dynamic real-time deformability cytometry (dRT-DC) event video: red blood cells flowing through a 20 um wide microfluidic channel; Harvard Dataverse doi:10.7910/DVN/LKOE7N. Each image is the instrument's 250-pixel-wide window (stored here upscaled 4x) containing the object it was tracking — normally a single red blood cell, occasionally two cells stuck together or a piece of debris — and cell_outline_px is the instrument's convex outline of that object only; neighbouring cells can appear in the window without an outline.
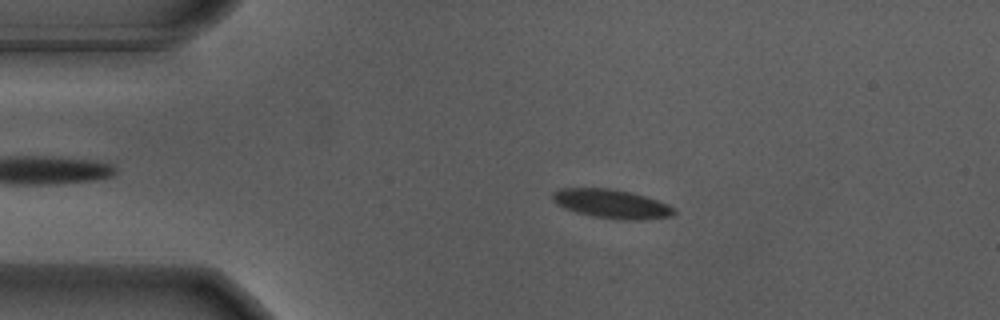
{"species": "Egyptian fruit bat (a non-hibernating species)", "species_latin": "Rousettus aegyptiacus", "temperature_condition": "warm", "stored_images_in_passage": 48, "camera_frame_rate_fps": 3000, "um_per_image_px": 0.085, "animal": {"sex": "male"}, "frame": {"image": 1, "passage_image": 10, "time_ms": 3.0, "image_size_px": [1000, 320], "cell_outline_px": [[676, 212], [672, 216], [640, 220], [624, 220], [592, 216], [576, 212], [564, 208], [556, 204], [552, 200], [552, 192], [560, 188], [612, 188], [632, 192], [668, 204]], "centroid_in_image_um": [51.95, 17.32], "position_along_channel_um": 33.1, "area_um2": 20.52}}
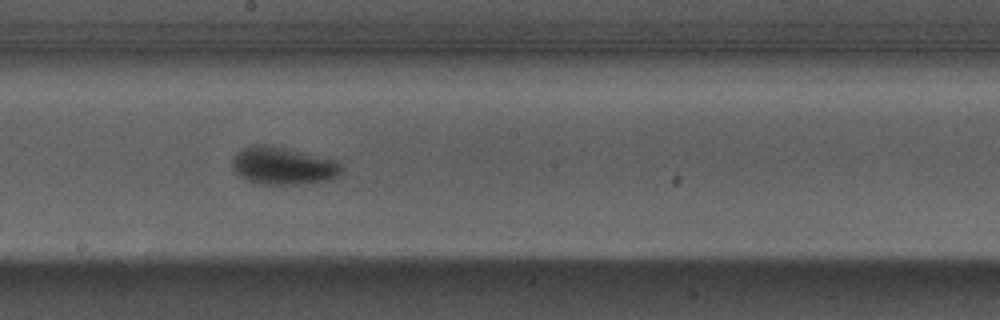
{"frame": {"image": 2, "passage_image": 29, "time_ms": 9.333, "image_size_px": [1000, 320], "cell_outline_px": [[344, 168], [332, 180], [304, 184], [260, 184], [248, 180], [240, 176], [232, 168], [232, 160], [244, 148], [252, 144], [264, 144], [336, 160]], "centroid_in_image_um": [24.08, 14.11], "position_along_channel_um": 224.1, "area_um2": 23.58}}
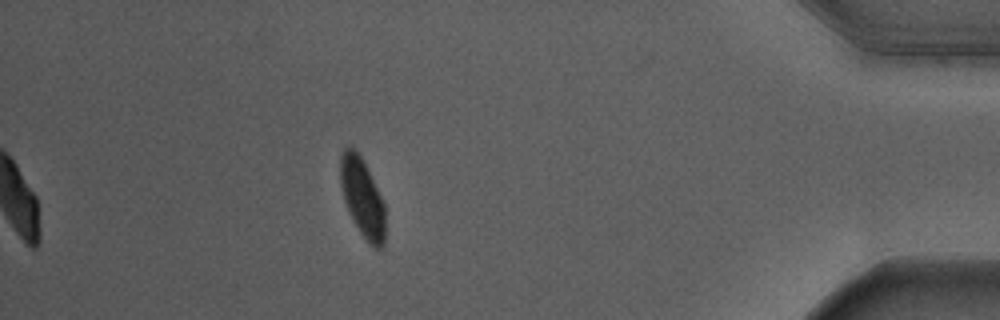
{"frame": {"image": 3, "passage_image": 48, "time_ms": 15.667, "image_size_px": [1000, 320], "cell_outline_px": [[384, 244], [380, 248], [372, 248], [368, 244], [352, 220], [344, 200], [340, 184], [340, 156], [344, 148], [356, 148], [384, 204]], "centroid_in_image_um": [30.77, 16.83], "position_along_channel_um": 404.4, "area_um2": 20.23}, "authors_computed_cell_mechanics": {"area_um2": 21.1259, "velocity_mm_per_s": 3.6726, "shape_relaxation_time_tau1_ms": 2.6119, "shape_relaxation_time_tau2_ms": null, "deformation_change_tau1": 0.1285, "deformation_change_tau2": null}}